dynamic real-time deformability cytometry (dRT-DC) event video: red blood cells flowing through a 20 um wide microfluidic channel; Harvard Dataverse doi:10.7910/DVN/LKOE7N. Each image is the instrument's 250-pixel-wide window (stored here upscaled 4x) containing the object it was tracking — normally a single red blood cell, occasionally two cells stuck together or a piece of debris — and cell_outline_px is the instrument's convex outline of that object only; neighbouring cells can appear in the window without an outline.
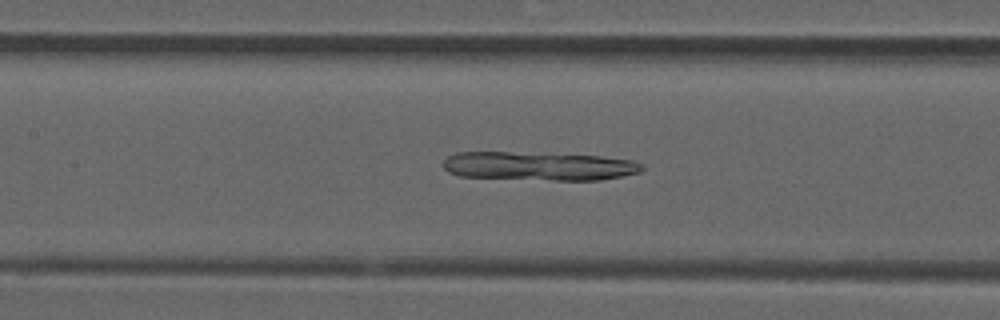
{"species": "common noctule bat (a hibernating species)", "species_latin": "Nyctalus noctula", "temperature_condition": "room temperature", "stored_images_in_passage": 52, "camera_frame_rate_fps": 3000, "um_per_image_px": 0.085, "animal": {"sex": "male", "forearm_length_mm": 52.5}, "frame": {"image": 1, "passage_image": 24, "time_ms": 7.667, "image_size_px": [1000, 320], "cell_outline_px": [[644, 168], [640, 172], [600, 180], [552, 180], [460, 176], [448, 172], [444, 168], [444, 160], [448, 156], [456, 152], [508, 152], [600, 156], [632, 160], [644, 164]], "centroid_in_image_um": [45.81, 14.12], "position_along_channel_um": 161.6, "area_um2": 33.0}}
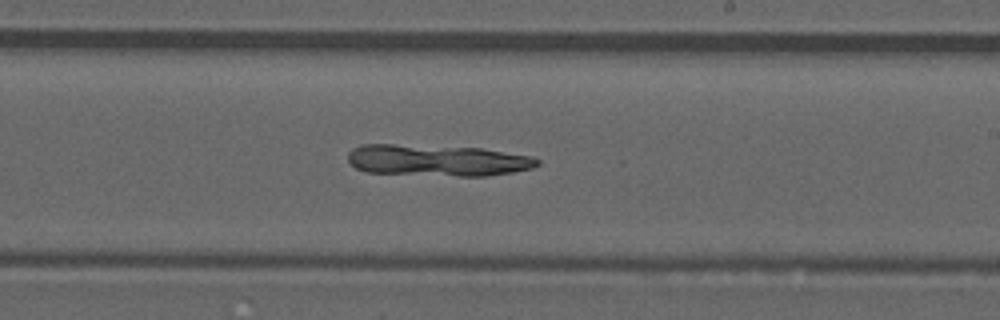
{"frame": {"image": 2, "passage_image": 31, "time_ms": 10.0, "image_size_px": [1000, 320], "cell_outline_px": [[540, 164], [532, 168], [512, 172], [488, 176], [460, 176], [368, 172], [356, 168], [348, 160], [348, 152], [352, 148], [360, 144], [392, 144], [480, 148], [532, 156], [540, 160]], "centroid_in_image_um": [37.17, 13.62], "position_along_channel_um": 251.8, "area_um2": 34.68}}
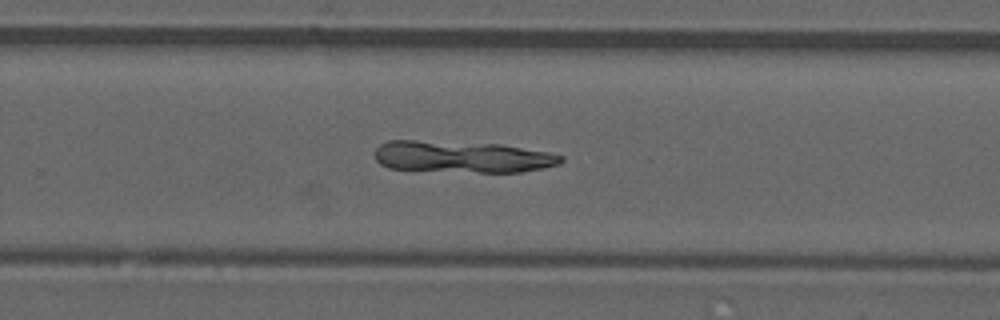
{"frame": {"image": 3, "passage_image": 34, "time_ms": 11.0, "image_size_px": [1000, 320], "cell_outline_px": [[564, 160], [560, 164], [544, 168], [520, 172], [480, 172], [388, 168], [380, 164], [376, 160], [376, 148], [380, 144], [388, 140], [416, 140], [500, 144], [548, 152], [564, 156]], "centroid_in_image_um": [39.31, 13.32], "position_along_channel_um": 290.5, "area_um2": 34.28}}